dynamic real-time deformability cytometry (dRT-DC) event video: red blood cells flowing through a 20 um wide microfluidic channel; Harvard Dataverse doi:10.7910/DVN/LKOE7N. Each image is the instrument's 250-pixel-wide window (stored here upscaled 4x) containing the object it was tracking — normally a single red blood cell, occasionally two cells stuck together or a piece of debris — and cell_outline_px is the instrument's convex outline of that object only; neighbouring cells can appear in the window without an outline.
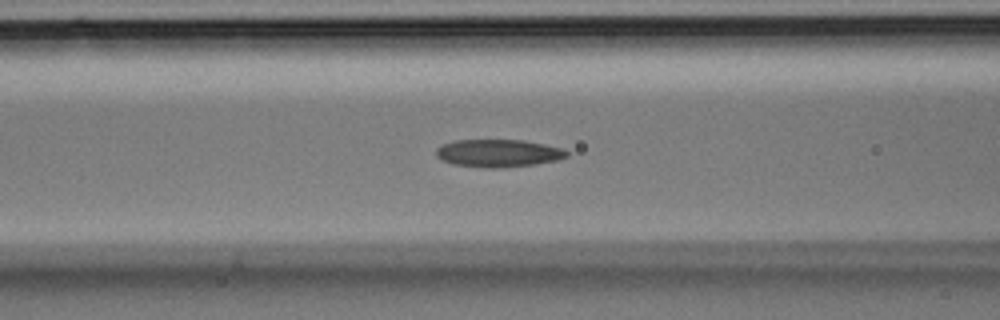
{"species": "Egyptian fruit bat (a non-hibernating species)", "species_latin": "Rousettus aegyptiacus", "temperature_condition": "room temperature", "stored_images_in_passage": 29, "camera_frame_rate_fps": 3000, "um_per_image_px": 0.085, "animal": {"sex": "male"}, "frame": {"image": 1, "passage_image": 10, "time_ms": 3.0, "image_size_px": [1000, 320], "cell_outline_px": [[568, 156], [556, 160], [532, 164], [500, 168], [488, 168], [452, 164], [436, 156], [436, 148], [444, 144], [456, 140], [524, 140], [544, 144], [560, 148], [568, 152]], "centroid_in_image_um": [42.33, 13.02], "position_along_channel_um": 124.3, "area_um2": 20.81}}
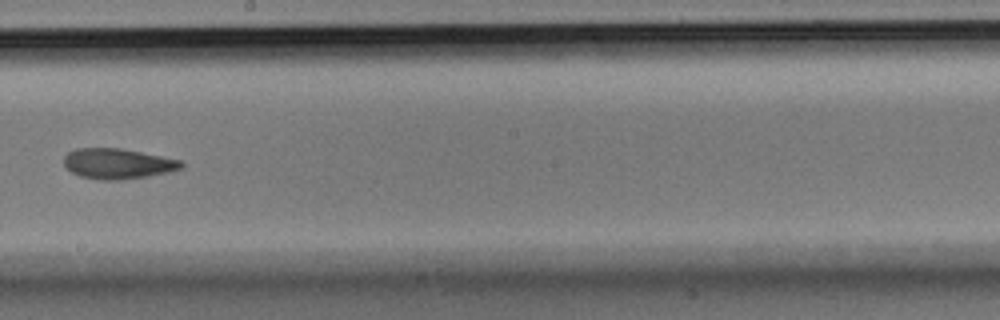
{"frame": {"image": 2, "passage_image": 16, "time_ms": 5.0, "image_size_px": [1000, 320], "cell_outline_px": [[184, 164], [180, 168], [168, 172], [148, 176], [116, 180], [104, 180], [80, 176], [72, 172], [64, 164], [64, 156], [68, 152], [76, 148], [120, 148], [180, 160]], "centroid_in_image_um": [9.97, 13.9], "position_along_channel_um": 238.2, "area_um2": 20.46}}
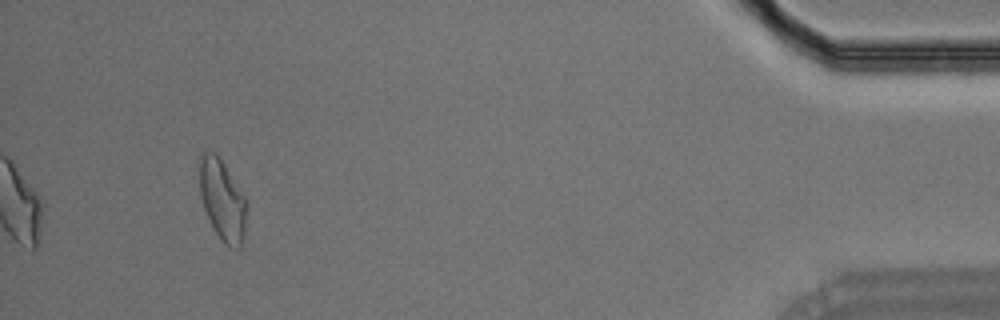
{"frame": {"image": 3, "passage_image": 29, "time_ms": 9.333, "image_size_px": [1000, 320], "cell_outline_px": [[248, 208], [244, 236], [240, 248], [224, 244], [216, 232], [204, 208], [200, 196], [196, 160], [204, 148], [216, 152], [220, 156], [244, 196]], "centroid_in_image_um": [18.85, 16.87], "position_along_channel_um": 416.3, "area_um2": 22.95}}